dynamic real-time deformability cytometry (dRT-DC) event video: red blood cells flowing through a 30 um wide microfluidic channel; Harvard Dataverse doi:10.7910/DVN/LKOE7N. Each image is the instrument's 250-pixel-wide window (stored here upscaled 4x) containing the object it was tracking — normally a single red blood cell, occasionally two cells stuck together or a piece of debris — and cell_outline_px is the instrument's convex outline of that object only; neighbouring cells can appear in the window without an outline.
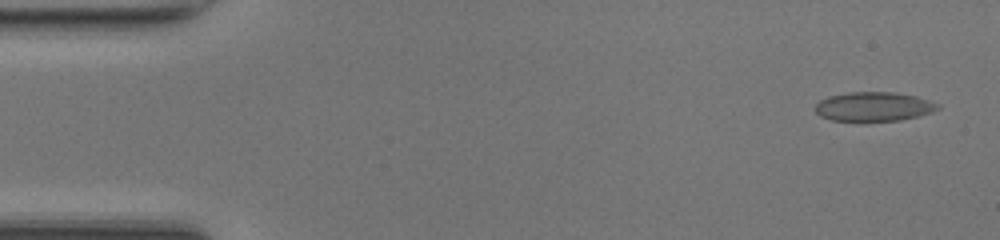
{"species": "common noctule bat (a hibernating species)", "species_latin": "Nyctalus noctula", "temperature_condition": "room temperature", "stored_images_in_passage": 45, "camera_frame_rate_fps": 3000, "um_per_image_px": 0.085, "animal": {"sex": "female", "body_mass_g": 17.0, "forearm_length_mm": 48.0}, "frame": {"image": 1, "passage_image": 1, "time_ms": 0.0, "image_size_px": [1000, 240], "cell_outline_px": [[940, 108], [932, 112], [900, 120], [832, 120], [820, 116], [816, 112], [816, 104], [820, 100], [828, 96], [848, 92], [892, 92], [916, 96], [940, 104]], "centroid_in_image_um": [74.27, 9.04], "position_along_channel_um": 10.7, "area_um2": 20.58}}
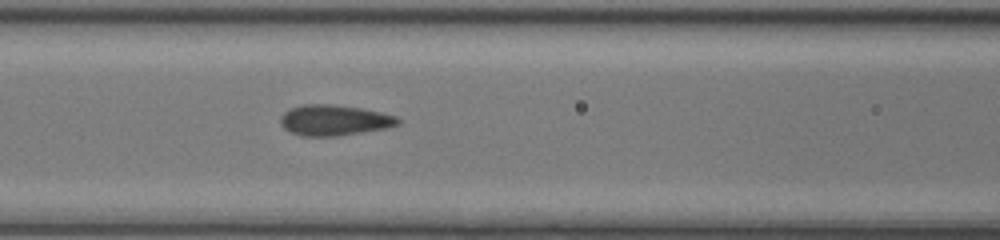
{"frame": {"image": 2, "passage_image": 19, "time_ms": 6.0, "image_size_px": [1000, 240], "cell_outline_px": [[400, 124], [388, 128], [336, 136], [300, 136], [284, 128], [280, 124], [280, 116], [284, 112], [292, 108], [304, 104], [332, 104], [360, 108], [380, 112], [396, 116], [400, 120]], "centroid_in_image_um": [28.41, 10.22], "position_along_channel_um": 138.2, "area_um2": 20.98}}
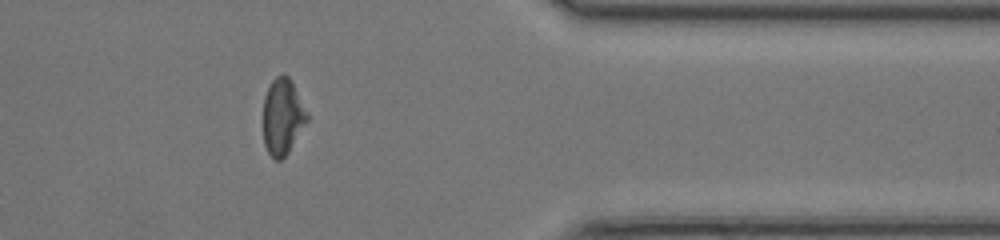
{"frame": {"image": 3, "passage_image": 38, "time_ms": 12.333, "image_size_px": [1000, 240], "cell_outline_px": [[308, 120], [288, 152], [280, 160], [276, 160], [268, 152], [264, 144], [264, 96], [272, 80], [276, 76], [284, 72], [292, 80], [308, 116]], "centroid_in_image_um": [24.02, 9.88], "position_along_channel_um": 387.4, "area_um2": 19.25}, "authors_computed_cell_mechanics": {"area_um2": 20.5768, "velocity_mm_per_s": 4.2563, "shape_relaxation_time_tau1_ms": 4.8758, "shape_relaxation_time_tau2_ms": 0.938, "deformation_change_tau1": 0.1395, "deformation_change_tau2": 0.0605}}